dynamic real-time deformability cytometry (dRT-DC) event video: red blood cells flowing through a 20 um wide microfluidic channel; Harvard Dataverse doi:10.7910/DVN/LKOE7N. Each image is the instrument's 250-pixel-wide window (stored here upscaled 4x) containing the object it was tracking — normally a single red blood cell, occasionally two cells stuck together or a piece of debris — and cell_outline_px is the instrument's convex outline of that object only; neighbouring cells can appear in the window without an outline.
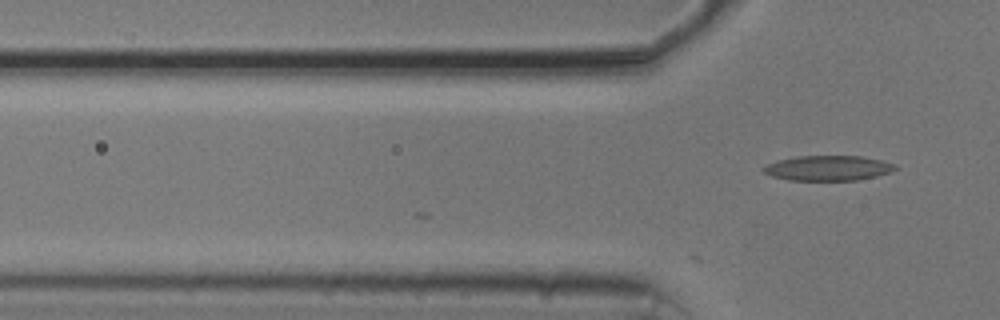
{"species": "common noctule bat (a hibernating species)", "species_latin": "Nyctalus noctula", "temperature_condition": "cold", "stored_images_in_passage": 8, "camera_frame_rate_fps": 3000, "um_per_image_px": 0.085, "animal": {"sex": "male", "body_mass_g": 20.5, "forearm_length_mm": 52.5}, "frame": {"image": 1, "passage_image": 8, "time_ms": 2.333, "image_size_px": [1000, 320], "cell_outline_px": [[900, 168], [892, 172], [876, 176], [856, 180], [788, 180], [772, 176], [764, 172], [760, 168], [776, 160], [796, 156], [860, 156], [880, 160], [896, 164]], "centroid_in_image_um": [70.4, 14.28], "position_along_channel_um": 55.4, "area_um2": 19.36}}